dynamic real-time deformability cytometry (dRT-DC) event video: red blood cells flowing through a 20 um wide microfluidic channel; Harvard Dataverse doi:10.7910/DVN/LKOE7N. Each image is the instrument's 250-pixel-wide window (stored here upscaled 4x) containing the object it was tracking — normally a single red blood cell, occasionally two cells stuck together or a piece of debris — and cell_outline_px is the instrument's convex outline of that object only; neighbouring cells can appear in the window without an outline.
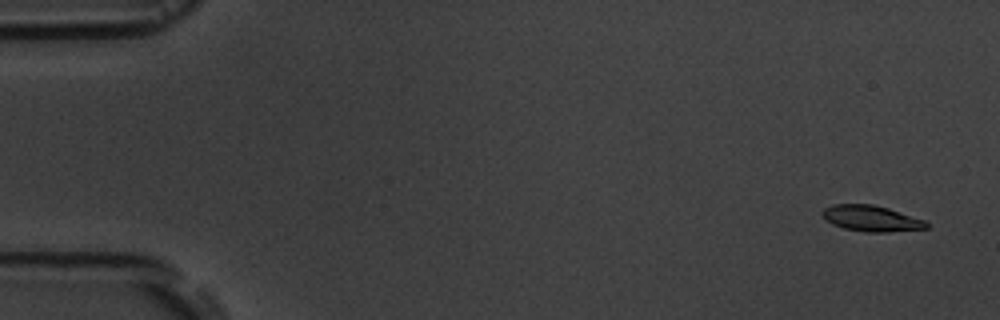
{"species": "common noctule bat (a hibernating species)", "species_latin": "Nyctalus noctula", "temperature_condition": "room temperature", "stored_images_in_passage": 5, "camera_frame_rate_fps": 3000, "um_per_image_px": 0.085, "animal": {"sex": "male", "body_mass_g": 19.5, "forearm_length_mm": 54.6}, "frame": {"image": 1, "passage_image": 1, "time_ms": 0.0, "image_size_px": [1000, 320], "cell_outline_px": [[928, 228], [888, 232], [864, 232], [844, 228], [832, 224], [820, 212], [824, 208], [832, 204], [872, 204], [888, 208], [924, 220], [928, 224]], "centroid_in_image_um": [74.04, 18.56], "position_along_channel_um": 11.0, "area_um2": 15.61}}
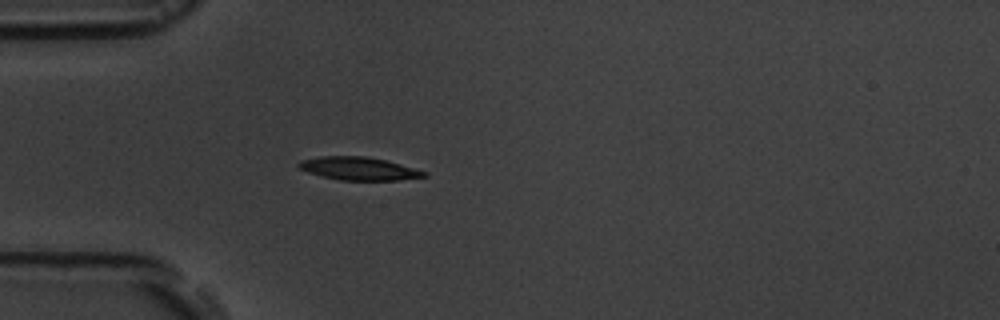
{"frame": {"image": 2, "passage_image": 5, "time_ms": 4.667, "image_size_px": [1000, 320], "cell_outline_px": [[428, 176], [396, 180], [340, 180], [308, 172], [300, 168], [296, 164], [300, 160], [320, 156], [368, 156], [400, 164], [428, 172]], "centroid_in_image_um": [30.49, 14.32], "position_along_channel_um": 54.5, "area_um2": 16.7}}